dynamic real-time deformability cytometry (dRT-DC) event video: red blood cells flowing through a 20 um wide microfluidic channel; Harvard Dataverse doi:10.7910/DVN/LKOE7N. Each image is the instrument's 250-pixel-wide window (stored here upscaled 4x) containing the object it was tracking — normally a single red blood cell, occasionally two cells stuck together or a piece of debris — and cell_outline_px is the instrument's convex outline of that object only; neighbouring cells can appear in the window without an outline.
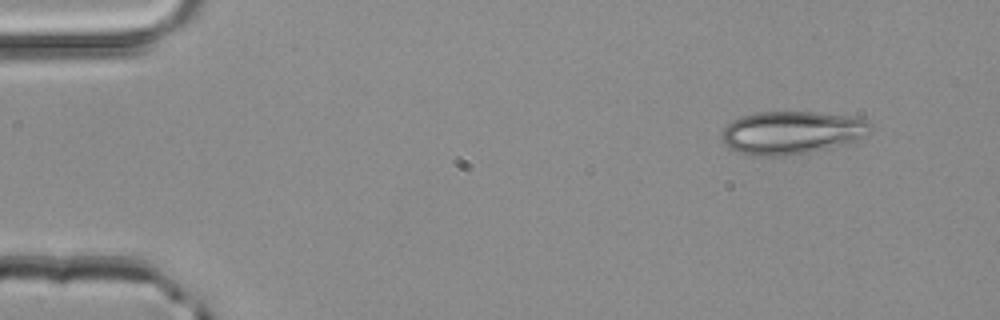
{"species": "common noctule bat (a hibernating species)", "species_latin": "Nyctalus noctula", "temperature_condition": "room temperature", "stored_images_in_passage": 6, "segment_of_instrument_passage": [2, 2], "camera_frame_rate_fps": 3000, "um_per_image_px": 0.085, "animal": {"sex": "male", "body_mass_g": 20.4}, "frame": {"image": 1, "passage_image": 6, "time_ms": 1.667, "image_size_px": [1000, 320], "cell_outline_px": [[872, 128], [856, 140], [808, 152], [784, 156], [756, 156], [740, 152], [728, 148], [724, 144], [720, 136], [720, 132], [732, 120], [740, 116], [756, 112], [820, 112], [852, 116], [868, 120], [872, 124]], "centroid_in_image_um": [67.23, 11.25], "position_along_channel_um": 17.8, "area_um2": 37.22}}